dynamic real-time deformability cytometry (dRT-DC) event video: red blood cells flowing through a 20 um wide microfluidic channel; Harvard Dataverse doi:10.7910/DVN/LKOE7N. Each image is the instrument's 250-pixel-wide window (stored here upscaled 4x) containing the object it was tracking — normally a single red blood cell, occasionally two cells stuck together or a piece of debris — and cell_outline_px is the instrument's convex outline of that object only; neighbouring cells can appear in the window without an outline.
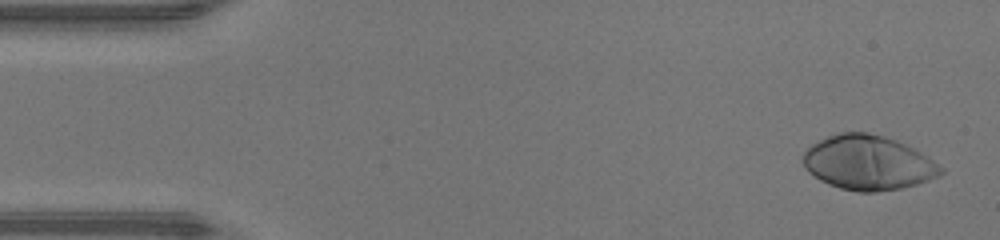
{"species": "human", "species_latin": "Homo sapiens", "temperature_condition": "warm", "stored_images_in_passage": 46, "camera_frame_rate_fps": 3000, "um_per_image_px": 0.085, "donor": {"sex": "male"}, "frame": {"image": 1, "passage_image": 2, "time_ms": 0.333, "image_size_px": [1000, 240], "cell_outline_px": [[944, 172], [940, 176], [916, 184], [900, 188], [876, 192], [860, 192], [840, 188], [828, 184], [820, 180], [808, 172], [804, 168], [800, 156], [812, 144], [828, 136], [840, 132], [868, 132], [884, 136], [896, 140], [928, 156], [944, 168]], "centroid_in_image_um": [73.77, 13.83], "position_along_channel_um": 11.2, "area_um2": 43.93}}
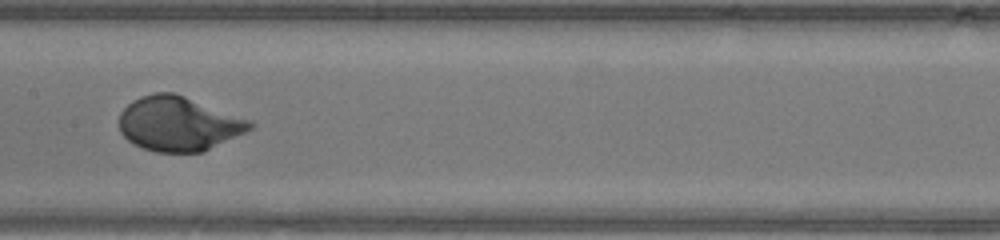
{"frame": {"image": 2, "passage_image": 23, "time_ms": 7.333, "image_size_px": [1000, 240], "cell_outline_px": [[256, 124], [252, 128], [204, 152], [156, 152], [144, 148], [128, 140], [120, 132], [120, 112], [132, 100], [140, 96], [156, 92], [172, 92], [184, 96], [252, 120]], "centroid_in_image_um": [15.18, 10.51], "position_along_channel_um": 192.2, "area_um2": 41.33}}
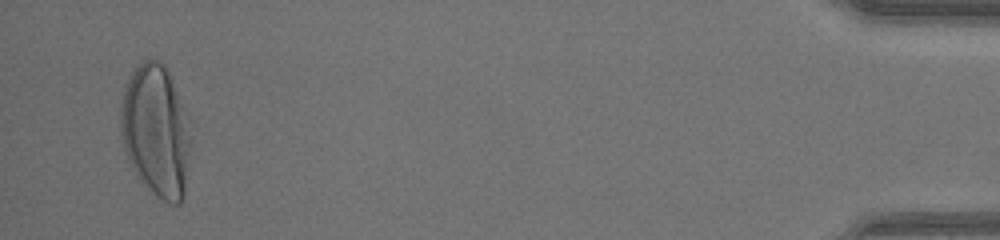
{"frame": {"image": 3, "passage_image": 45, "time_ms": 14.667, "image_size_px": [1000, 240], "cell_outline_px": [[192, 144], [184, 192], [180, 204], [172, 204], [164, 200], [148, 188], [140, 180], [132, 168], [124, 148], [120, 128], [120, 108], [124, 84], [132, 72], [148, 56], [156, 56], [168, 68], [192, 120]], "centroid_in_image_um": [13.31, 11.03], "position_along_channel_um": 421.9, "area_um2": 55.55}, "authors_computed_cell_mechanics": {"area_um2": 40.9802, "velocity_mm_per_s": 4.362, "shape_relaxation_time_tau1_ms": 2.6814, "shape_relaxation_time_tau2_ms": null, "deformation_change_tau1": 0.2261, "deformation_change_tau2": null}}